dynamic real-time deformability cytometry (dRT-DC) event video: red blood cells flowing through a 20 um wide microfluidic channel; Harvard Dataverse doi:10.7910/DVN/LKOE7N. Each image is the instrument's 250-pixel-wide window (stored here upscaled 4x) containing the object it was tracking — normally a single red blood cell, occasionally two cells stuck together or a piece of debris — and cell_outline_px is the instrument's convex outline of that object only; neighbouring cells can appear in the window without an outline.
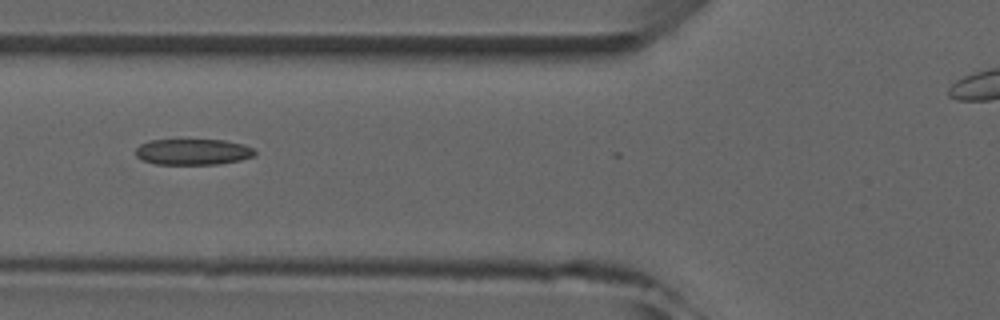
{"species": "common noctule bat (a hibernating species)", "species_latin": "Nyctalus noctula", "temperature_condition": "room temperature", "stored_images_in_passage": 5, "camera_frame_rate_fps": 3000, "um_per_image_px": 0.085, "animal": {"sex": "male", "forearm_length_mm": 52.5}, "frame": {"image": 1, "passage_image": 5, "time_ms": 4.333, "image_size_px": [1000, 320], "cell_outline_px": [[256, 156], [240, 160], [216, 164], [156, 164], [144, 160], [136, 156], [136, 148], [140, 144], [148, 140], [224, 140], [244, 144], [252, 148], [256, 152]], "centroid_in_image_um": [16.42, 12.9], "position_along_channel_um": 109.4, "area_um2": 18.03}}